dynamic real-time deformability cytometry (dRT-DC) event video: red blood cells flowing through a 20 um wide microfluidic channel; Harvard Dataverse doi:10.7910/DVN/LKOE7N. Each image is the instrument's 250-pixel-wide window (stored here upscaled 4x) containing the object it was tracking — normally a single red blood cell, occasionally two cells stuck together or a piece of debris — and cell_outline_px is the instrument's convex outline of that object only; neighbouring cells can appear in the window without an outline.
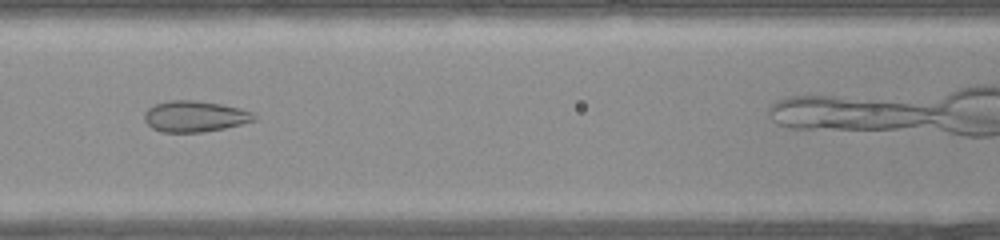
{"species": "common noctule bat (a hibernating species)", "species_latin": "Nyctalus noctula", "temperature_condition": "warm", "stored_images_in_passage": 29, "camera_frame_rate_fps": 3000, "um_per_image_px": 0.085, "animal": {"sex": "female", "body_mass_g": 22.0, "forearm_length_mm": 56.7}, "frame": {"image": 1, "passage_image": 14, "time_ms": 4.333, "image_size_px": [1000, 240], "cell_outline_px": [[256, 120], [224, 128], [204, 132], [160, 132], [152, 128], [144, 120], [144, 112], [148, 108], [156, 104], [168, 100], [196, 100], [220, 104], [240, 108], [252, 112], [256, 116]], "centroid_in_image_um": [16.54, 9.89], "position_along_channel_um": 150.1, "area_um2": 19.88}}
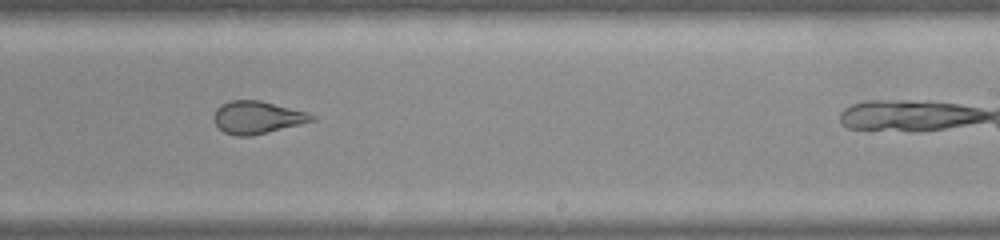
{"frame": {"image": 2, "passage_image": 21, "time_ms": 6.667, "image_size_px": [1000, 240], "cell_outline_px": [[316, 120], [252, 136], [236, 136], [224, 132], [212, 120], [212, 116], [216, 108], [220, 104], [232, 100], [260, 100], [308, 112], [316, 116]], "centroid_in_image_um": [21.84, 9.97], "position_along_channel_um": 267.2, "area_um2": 18.73}}
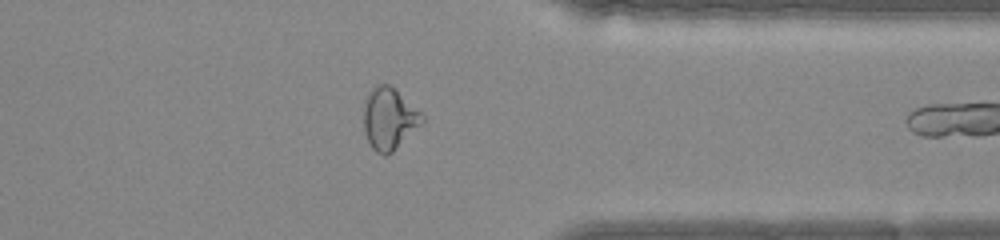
{"frame": {"image": 3, "passage_image": 28, "time_ms": 9.0, "image_size_px": [1000, 240], "cell_outline_px": [[424, 124], [392, 152], [384, 156], [376, 152], [372, 148], [368, 140], [364, 128], [364, 104], [368, 92], [376, 84], [388, 84], [396, 88], [424, 116]], "centroid_in_image_um": [33.1, 10.08], "position_along_channel_um": 378.3, "area_um2": 21.27}}